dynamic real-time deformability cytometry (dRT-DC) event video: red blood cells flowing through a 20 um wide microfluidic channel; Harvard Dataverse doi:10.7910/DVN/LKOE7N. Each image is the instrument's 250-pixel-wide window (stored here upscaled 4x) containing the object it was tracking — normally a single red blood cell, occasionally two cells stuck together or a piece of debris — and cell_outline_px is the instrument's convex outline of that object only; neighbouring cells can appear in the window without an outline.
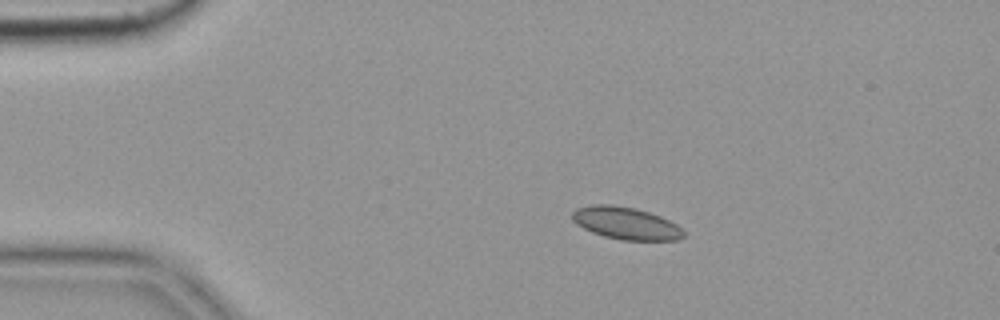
{"species": "common noctule bat (a hibernating species)", "species_latin": "Nyctalus noctula", "temperature_condition": "cold", "stored_images_in_passage": 3, "camera_frame_rate_fps": 3000, "um_per_image_px": 0.085, "animal": {"sex": "female", "body_mass_g": 19.9}, "frame": {"image": 1, "passage_image": 2, "time_ms": 0.333, "image_size_px": [1000, 320], "cell_outline_px": [[684, 236], [680, 240], [620, 240], [604, 236], [592, 232], [576, 224], [572, 220], [572, 212], [576, 208], [592, 204], [612, 204], [636, 208], [660, 216], [676, 224], [684, 232]], "centroid_in_image_um": [53.18, 18.97], "position_along_channel_um": 31.8, "area_um2": 21.04}}